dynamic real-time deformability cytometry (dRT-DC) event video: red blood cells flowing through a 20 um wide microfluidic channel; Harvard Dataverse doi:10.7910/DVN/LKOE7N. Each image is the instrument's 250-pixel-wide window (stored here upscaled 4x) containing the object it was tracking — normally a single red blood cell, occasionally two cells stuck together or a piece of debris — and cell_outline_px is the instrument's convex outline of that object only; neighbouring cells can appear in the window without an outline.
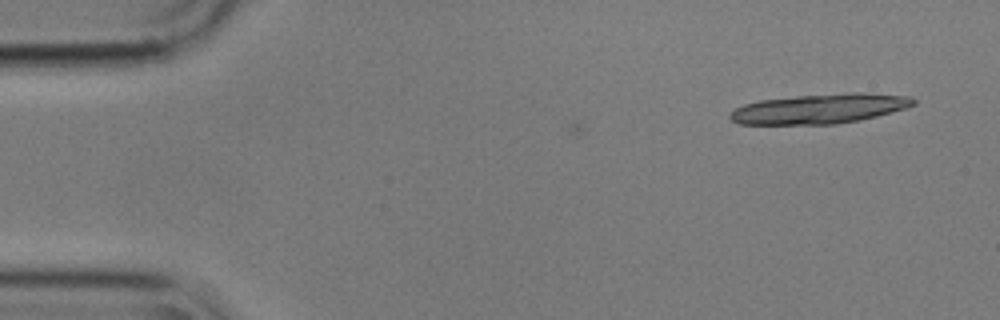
{"species": "common noctule bat (a hibernating species)", "species_latin": "Nyctalus noctula", "temperature_condition": "cold", "stored_images_in_passage": 11, "camera_frame_rate_fps": 3000, "um_per_image_px": 0.085, "animal": {"sex": "male", "body_mass_g": 17.9}, "frame": {"image": 1, "passage_image": 11, "time_ms": 3.333, "image_size_px": [1000, 320], "cell_outline_px": [[916, 104], [908, 108], [860, 120], [836, 124], [740, 124], [732, 120], [728, 116], [736, 108], [744, 104], [760, 100], [796, 96], [856, 92], [860, 92], [912, 96], [916, 100]], "centroid_in_image_um": [69.73, 9.23], "position_along_channel_um": 15.3, "area_um2": 31.85}}